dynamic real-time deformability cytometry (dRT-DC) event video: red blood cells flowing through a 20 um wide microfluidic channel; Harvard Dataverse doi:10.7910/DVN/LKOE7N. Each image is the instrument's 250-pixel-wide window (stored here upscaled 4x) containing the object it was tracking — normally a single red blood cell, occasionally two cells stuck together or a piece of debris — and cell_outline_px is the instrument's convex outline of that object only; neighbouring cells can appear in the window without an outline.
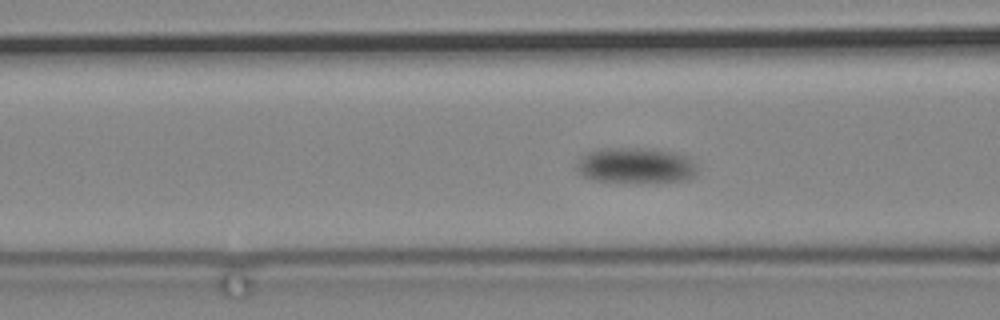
{"species": "common noctule bat (a hibernating species)", "species_latin": "Nyctalus noctula", "temperature_condition": "cold", "stored_images_in_passage": 80, "camera_frame_rate_fps": 3000, "um_per_image_px": 0.085, "animal": {"sex": "male", "body_mass_g": 19.2, "forearm_length_mm": 51.8}, "frame": {"image": 1, "passage_image": 27, "time_ms": 8.667, "image_size_px": [1000, 320], "cell_outline_px": [[696, 172], [688, 180], [640, 184], [596, 180], [584, 176], [576, 168], [576, 164], [580, 156], [584, 152], [596, 148], [656, 148], [676, 152], [688, 156], [696, 168]], "centroid_in_image_um": [54.02, 14.06], "position_along_channel_um": 112.6, "area_um2": 25.89}}
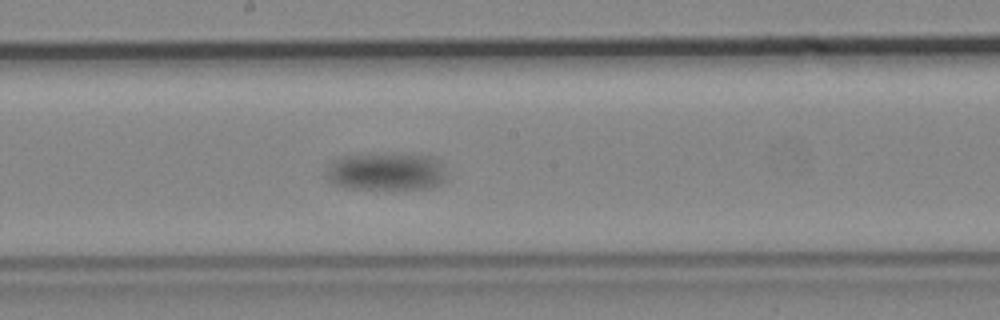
{"frame": {"image": 2, "passage_image": 40, "time_ms": 13.0, "image_size_px": [1000, 320], "cell_outline_px": [[444, 180], [432, 188], [392, 192], [344, 188], [332, 184], [328, 180], [328, 168], [332, 160], [344, 156], [436, 156], [440, 164], [444, 176]], "centroid_in_image_um": [32.8, 14.69], "position_along_channel_um": 215.4, "area_um2": 26.47}}
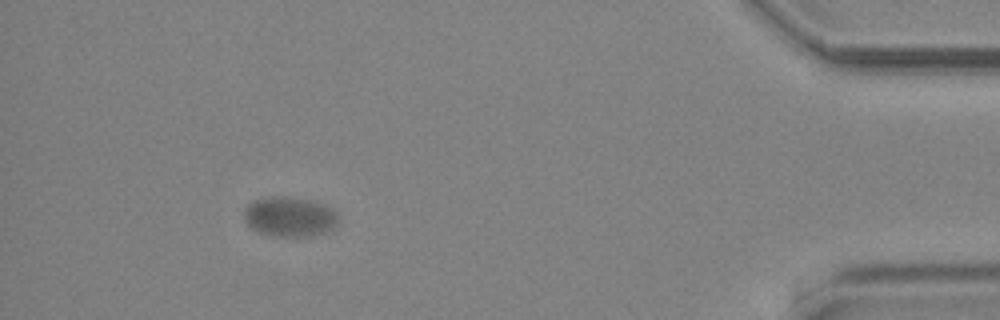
{"frame": {"image": 3, "passage_image": 72, "time_ms": 23.667, "image_size_px": [1000, 320], "cell_outline_px": [[340, 220], [336, 228], [312, 236], [276, 236], [260, 232], [252, 228], [244, 220], [244, 212], [248, 204], [256, 200], [272, 196], [280, 196], [312, 200], [324, 204], [332, 208], [336, 212]], "centroid_in_image_um": [24.68, 18.42], "position_along_channel_um": 410.5, "area_um2": 21.96}}